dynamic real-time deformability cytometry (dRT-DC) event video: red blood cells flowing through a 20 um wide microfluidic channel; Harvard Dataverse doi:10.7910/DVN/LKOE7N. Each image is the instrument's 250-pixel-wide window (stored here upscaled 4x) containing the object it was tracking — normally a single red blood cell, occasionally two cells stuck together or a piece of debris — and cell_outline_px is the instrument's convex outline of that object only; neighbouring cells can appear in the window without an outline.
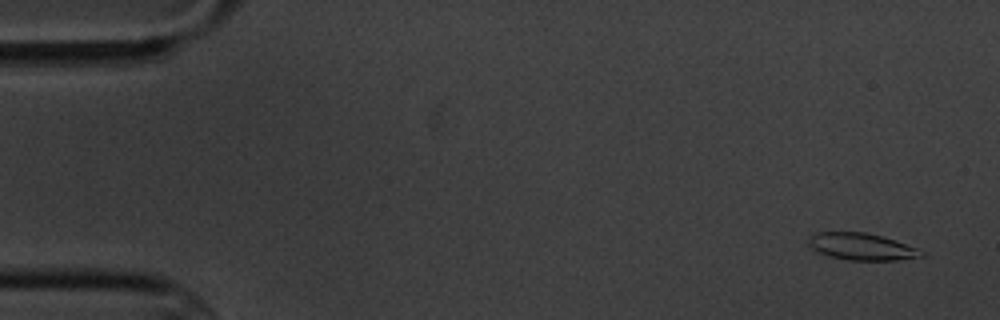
{"species": "common noctule bat (a hibernating species)", "species_latin": "Nyctalus noctula", "temperature_condition": "cold", "stored_images_in_passage": 7, "camera_frame_rate_fps": 3000, "um_per_image_px": 0.085, "animal": {"sex": "male", "body_mass_g": 20.1, "forearm_length_mm": 53.5}, "frame": {"image": 1, "passage_image": 1, "time_ms": 0.0, "image_size_px": [1000, 320], "cell_outline_px": [[924, 256], [896, 260], [848, 260], [828, 256], [812, 248], [808, 244], [808, 236], [816, 232], [864, 232], [880, 236], [916, 248], [924, 252]], "centroid_in_image_um": [73.18, 20.96], "position_along_channel_um": 11.8, "area_um2": 17.46}}
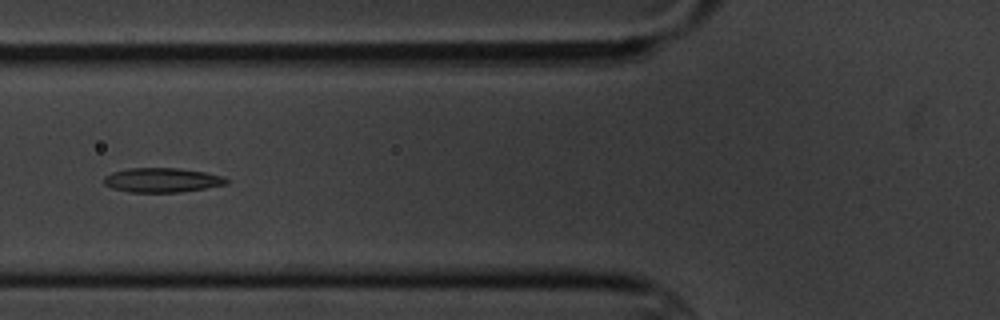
{"frame": {"image": 2, "passage_image": 6, "time_ms": 6.333, "image_size_px": [1000, 320], "cell_outline_px": [[228, 184], [180, 192], [128, 192], [112, 188], [104, 184], [104, 176], [112, 172], [128, 168], [176, 168], [204, 172], [224, 176], [228, 180]], "centroid_in_image_um": [13.76, 15.31], "position_along_channel_um": 112.0, "area_um2": 17.4}}
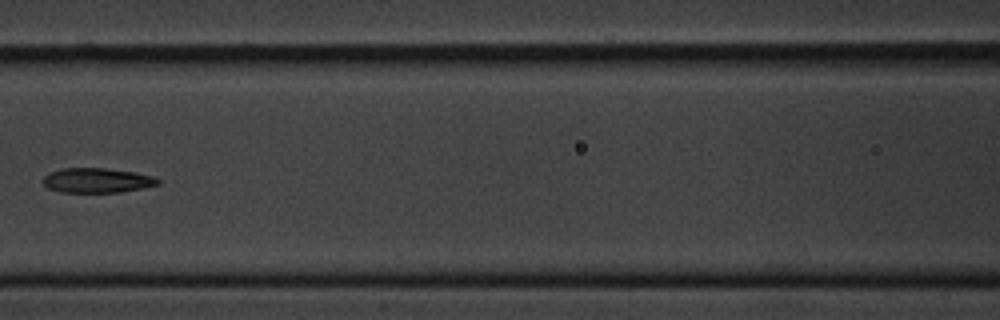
{"frame": {"image": 3, "passage_image": 7, "time_ms": 7.667, "image_size_px": [1000, 320], "cell_outline_px": [[160, 184], [120, 192], [60, 192], [48, 188], [44, 184], [44, 176], [48, 172], [64, 168], [104, 168], [136, 172], [152, 176], [160, 180]], "centroid_in_image_um": [8.24, 15.33], "position_along_channel_um": 158.4, "area_um2": 16.47}}